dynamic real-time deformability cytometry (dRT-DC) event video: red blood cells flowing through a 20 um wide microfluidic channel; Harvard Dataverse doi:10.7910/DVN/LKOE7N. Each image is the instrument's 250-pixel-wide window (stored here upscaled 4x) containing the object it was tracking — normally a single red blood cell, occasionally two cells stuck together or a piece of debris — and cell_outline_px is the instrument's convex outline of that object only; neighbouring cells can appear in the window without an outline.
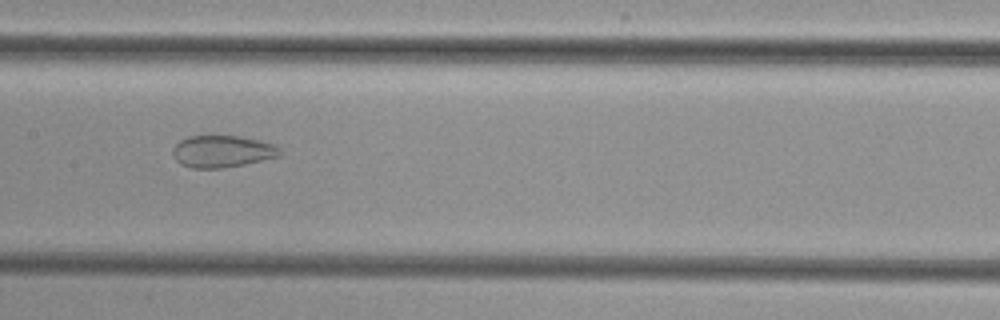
{"species": "common noctule bat (a hibernating species)", "species_latin": "Nyctalus noctula", "temperature_condition": "cold", "stored_images_in_passage": 53, "camera_frame_rate_fps": 3000, "um_per_image_px": 0.085, "animal": {"sex": "female", "body_mass_g": 29.2, "forearm_length_mm": 56.3}, "frame": {"image": 1, "passage_image": 27, "time_ms": 8.667, "image_size_px": [1000, 320], "cell_outline_px": [[280, 156], [244, 164], [224, 168], [192, 168], [180, 164], [176, 160], [172, 152], [172, 148], [180, 140], [188, 136], [236, 136], [256, 140], [272, 144], [280, 148]], "centroid_in_image_um": [18.84, 12.88], "position_along_channel_um": 188.6, "area_um2": 19.77}}
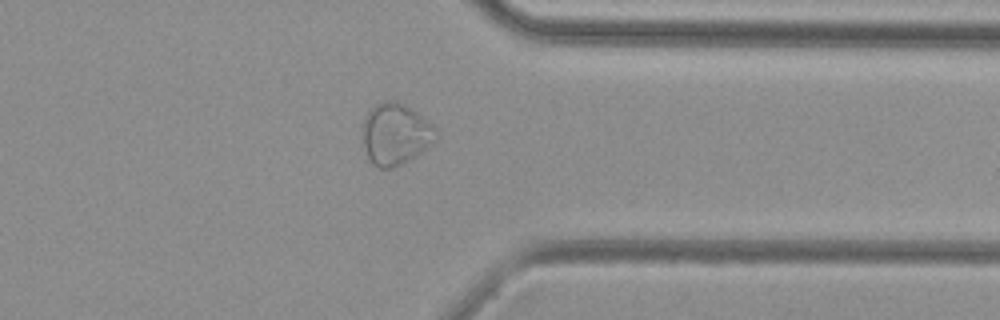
{"frame": {"image": 2, "passage_image": 42, "time_ms": 13.667, "image_size_px": [1000, 320], "cell_outline_px": [[440, 136], [436, 140], [420, 152], [408, 160], [392, 168], [380, 168], [372, 164], [368, 156], [364, 144], [360, 128], [364, 116], [376, 104], [384, 100], [396, 100], [404, 104], [428, 120], [440, 132]], "centroid_in_image_um": [33.61, 11.37], "position_along_channel_um": 377.8, "area_um2": 26.53}}
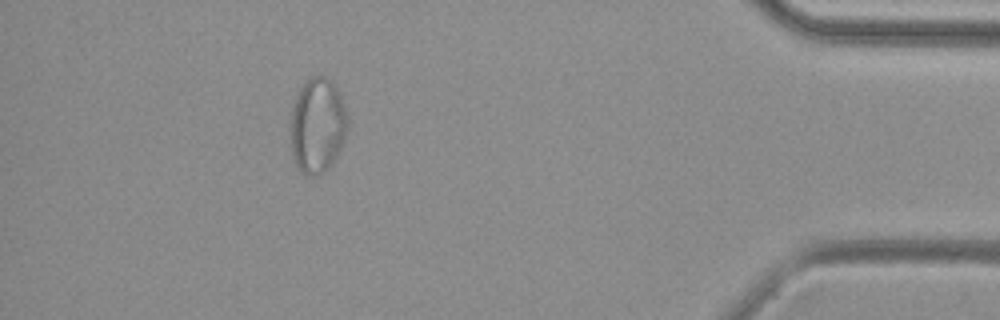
{"frame": {"image": 3, "passage_image": 48, "time_ms": 15.667, "image_size_px": [1000, 320], "cell_outline_px": [[348, 128], [344, 140], [332, 164], [324, 172], [316, 176], [308, 176], [300, 172], [296, 168], [292, 160], [292, 108], [296, 96], [300, 88], [312, 76], [324, 76], [332, 80], [336, 84], [340, 92], [348, 116]], "centroid_in_image_um": [27.01, 10.68], "position_along_channel_um": 408.2, "area_um2": 31.96}}